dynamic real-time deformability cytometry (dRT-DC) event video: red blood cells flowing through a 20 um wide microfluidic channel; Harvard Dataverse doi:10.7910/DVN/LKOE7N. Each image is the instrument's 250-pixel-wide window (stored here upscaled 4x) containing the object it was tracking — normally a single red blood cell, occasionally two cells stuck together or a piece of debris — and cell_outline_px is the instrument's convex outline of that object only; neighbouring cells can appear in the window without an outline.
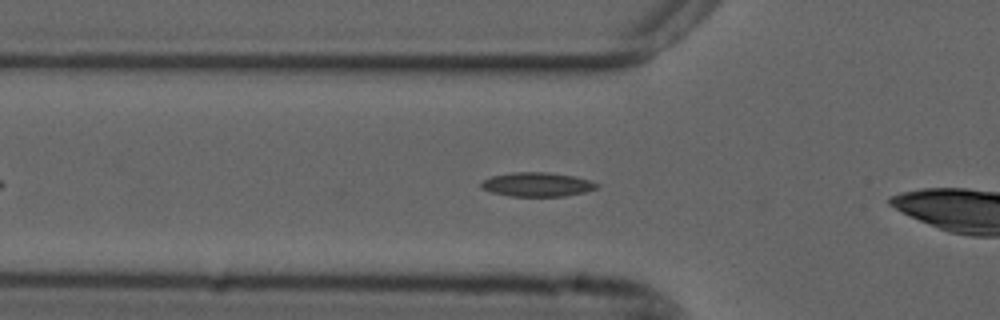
{"species": "common noctule bat (a hibernating species)", "species_latin": "Nyctalus noctula", "temperature_condition": "cold", "stored_images_in_passage": 33, "camera_frame_rate_fps": 3000, "um_per_image_px": 0.085, "animal": {"sex": "male", "forearm_length_mm": 52.5}, "frame": {"image": 1, "passage_image": 7, "time_ms": 2.0, "image_size_px": [1000, 320], "cell_outline_px": [[600, 184], [596, 188], [588, 192], [564, 196], [512, 196], [492, 192], [480, 188], [480, 184], [484, 180], [492, 176], [512, 172], [548, 172], [572, 176], [588, 180]], "centroid_in_image_um": [45.66, 15.68], "position_along_channel_um": 80.1, "area_um2": 16.18}}
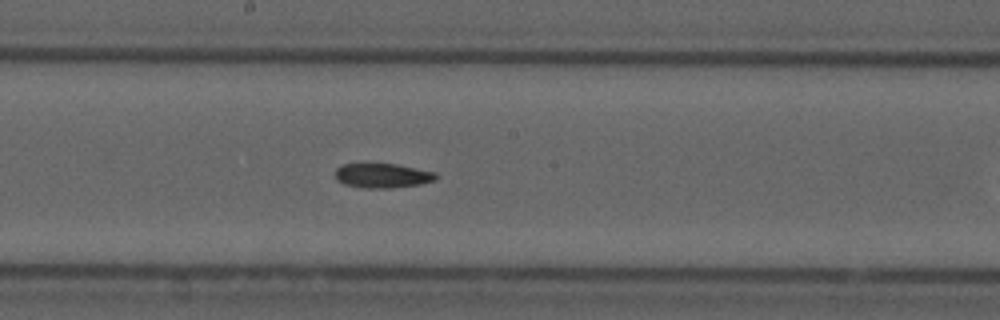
{"frame": {"image": 2, "passage_image": 18, "time_ms": 5.667, "image_size_px": [1000, 320], "cell_outline_px": [[436, 180], [420, 184], [392, 188], [364, 188], [344, 184], [336, 180], [336, 168], [344, 164], [396, 164], [436, 172]], "centroid_in_image_um": [32.51, 14.93], "position_along_channel_um": 215.7, "area_um2": 14.33}}
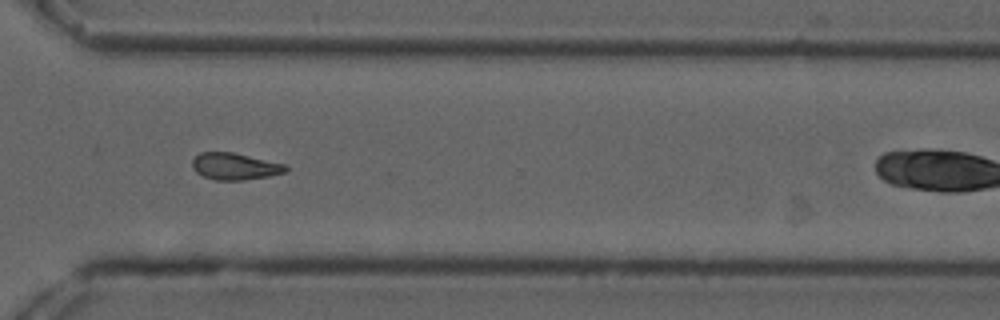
{"frame": {"image": 3, "passage_image": 29, "time_ms": 9.333, "image_size_px": [1000, 320], "cell_outline_px": [[288, 168], [284, 172], [268, 176], [244, 180], [216, 180], [204, 176], [196, 172], [192, 168], [192, 160], [200, 152], [232, 152], [288, 164]], "centroid_in_image_um": [19.97, 14.13], "position_along_channel_um": 350.6, "area_um2": 14.62}}